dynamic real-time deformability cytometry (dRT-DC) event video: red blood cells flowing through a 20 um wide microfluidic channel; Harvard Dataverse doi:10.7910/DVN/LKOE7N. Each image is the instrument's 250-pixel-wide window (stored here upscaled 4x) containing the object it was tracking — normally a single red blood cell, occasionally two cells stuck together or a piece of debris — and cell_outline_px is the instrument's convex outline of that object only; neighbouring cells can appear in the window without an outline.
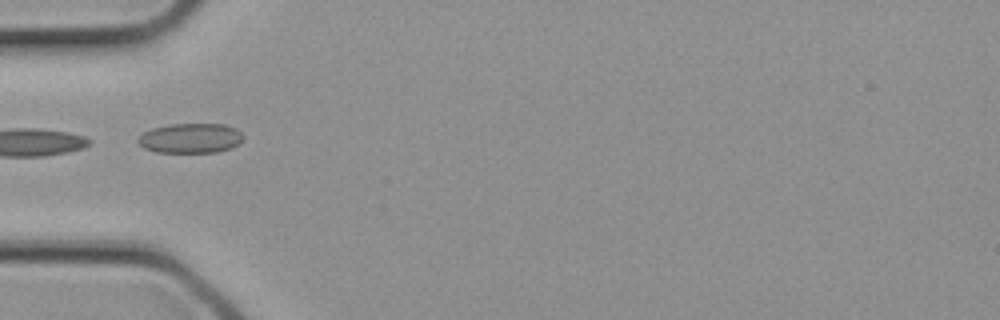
{"species": "common noctule bat (a hibernating species)", "species_latin": "Nyctalus noctula", "temperature_condition": "cold", "stored_images_in_passage": 2, "camera_frame_rate_fps": 3000, "um_per_image_px": 0.085, "animal": {"sex": "female", "body_mass_g": 21.9}, "frame": {"image": 1, "passage_image": 2, "time_ms": 0.333, "image_size_px": [1000, 320], "cell_outline_px": [[244, 136], [232, 148], [216, 152], [156, 152], [144, 148], [136, 140], [144, 132], [152, 128], [168, 124], [224, 124], [236, 128]], "centroid_in_image_um": [16.18, 11.74], "position_along_channel_um": 68.8, "area_um2": 18.21}}